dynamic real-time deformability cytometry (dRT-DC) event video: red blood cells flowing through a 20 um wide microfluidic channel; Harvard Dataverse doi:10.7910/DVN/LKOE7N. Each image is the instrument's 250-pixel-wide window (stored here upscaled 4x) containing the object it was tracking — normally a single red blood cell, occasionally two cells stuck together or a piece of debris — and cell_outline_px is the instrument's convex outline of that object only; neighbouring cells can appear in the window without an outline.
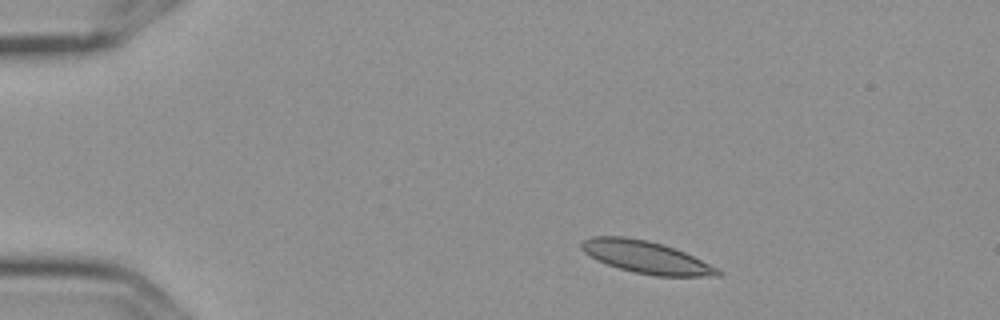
{"species": "Egyptian fruit bat (a non-hibernating species)", "species_latin": "Rousettus aegyptiacus", "temperature_condition": "cold", "stored_images_in_passage": 3, "camera_frame_rate_fps": 3000, "um_per_image_px": 0.085, "frame": {"image": 1, "passage_image": 1, "time_ms": 0.0, "image_size_px": [1000, 320], "cell_outline_px": [[724, 272], [720, 276], [656, 276], [632, 272], [596, 260], [584, 252], [580, 248], [580, 244], [584, 240], [592, 236], [624, 236], [648, 240], [664, 244], [684, 252]], "centroid_in_image_um": [54.89, 21.85], "position_along_channel_um": 30.1, "area_um2": 25.55}}